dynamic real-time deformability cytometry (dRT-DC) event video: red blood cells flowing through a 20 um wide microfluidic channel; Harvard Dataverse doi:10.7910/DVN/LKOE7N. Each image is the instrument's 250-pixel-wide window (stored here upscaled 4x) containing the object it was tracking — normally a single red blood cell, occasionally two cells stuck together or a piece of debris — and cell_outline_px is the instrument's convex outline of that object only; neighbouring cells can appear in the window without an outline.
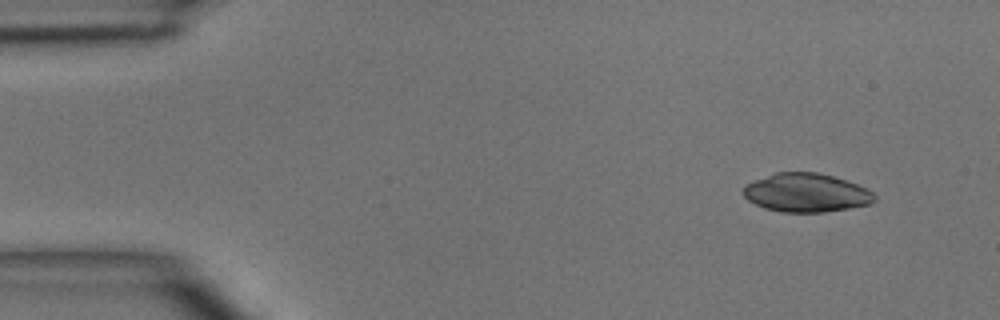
{"species": "common noctule bat (a hibernating species)", "species_latin": "Nyctalus noctula", "temperature_condition": "room temperature", "stored_images_in_passage": 5, "camera_frame_rate_fps": 3000, "um_per_image_px": 0.085, "animal": {"sex": "male", "body_mass_g": 15.6}, "frame": {"image": 1, "passage_image": 1, "time_ms": 0.0, "image_size_px": [1000, 320], "cell_outline_px": [[876, 200], [872, 204], [824, 212], [780, 212], [764, 208], [748, 200], [744, 196], [744, 184], [776, 172], [816, 172], [848, 180], [872, 192], [876, 196]], "centroid_in_image_um": [68.53, 16.38], "position_along_channel_um": 16.5, "area_um2": 29.54}}